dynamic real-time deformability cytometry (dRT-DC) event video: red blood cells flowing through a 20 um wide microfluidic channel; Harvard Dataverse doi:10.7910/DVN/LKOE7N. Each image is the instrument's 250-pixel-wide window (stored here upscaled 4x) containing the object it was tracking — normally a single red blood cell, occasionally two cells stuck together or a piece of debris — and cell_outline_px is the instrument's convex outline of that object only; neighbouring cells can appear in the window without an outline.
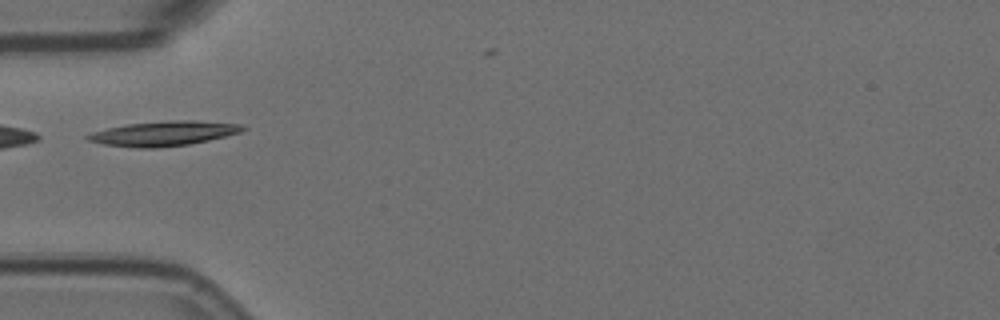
{"species": "Egyptian fruit bat (a non-hibernating species)", "species_latin": "Rousettus aegyptiacus", "temperature_condition": "room temperature", "stored_images_in_passage": 1, "camera_frame_rate_fps": 3000, "um_per_image_px": 0.085, "animal": {"sex": "female"}, "frame": {"image": 1, "passage_image": 1, "time_ms": 0.0, "image_size_px": [1000, 320], "cell_outline_px": [[248, 128], [240, 132], [208, 140], [188, 144], [152, 148], [140, 148], [104, 144], [88, 140], [84, 136], [92, 132], [108, 128], [128, 124], [168, 120], [196, 120], [240, 124]], "centroid_in_image_um": [13.92, 11.33], "position_along_channel_um": 71.1, "area_um2": 22.08}}